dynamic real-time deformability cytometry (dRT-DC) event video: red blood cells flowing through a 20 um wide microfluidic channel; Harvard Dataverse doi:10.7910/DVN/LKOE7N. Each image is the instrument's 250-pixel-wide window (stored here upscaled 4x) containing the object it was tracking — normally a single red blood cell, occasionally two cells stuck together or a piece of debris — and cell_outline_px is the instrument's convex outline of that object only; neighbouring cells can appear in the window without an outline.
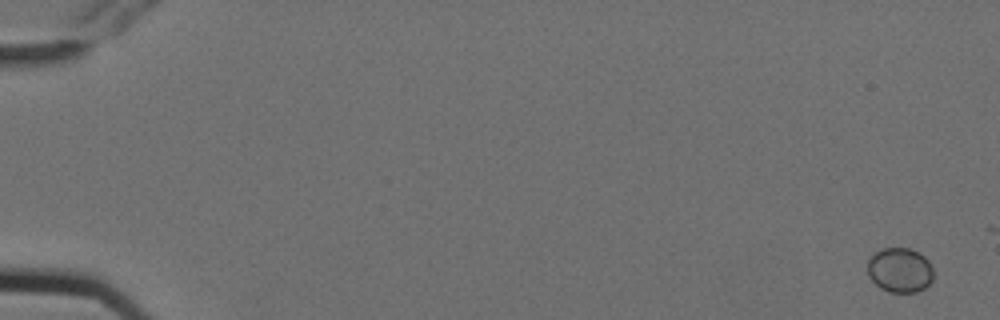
{"species": "Egyptian fruit bat (a non-hibernating species)", "species_latin": "Rousettus aegyptiacus", "temperature_condition": "cold", "stored_images_in_passage": 5, "camera_frame_rate_fps": 3000, "um_per_image_px": 0.085, "animal": {"sex": "female"}, "frame": {"image": 1, "passage_image": 1, "time_ms": 0.0, "image_size_px": [1000, 320], "cell_outline_px": [[932, 280], [924, 288], [916, 292], [888, 292], [880, 288], [868, 276], [868, 260], [880, 248], [908, 248], [924, 256], [928, 260], [932, 268]], "centroid_in_image_um": [76.47, 22.96], "position_along_channel_um": 8.5, "area_um2": 17.05}}
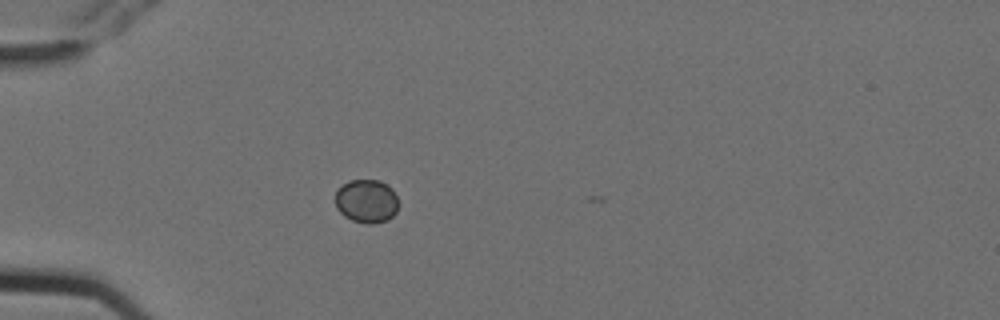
{"frame": {"image": 2, "passage_image": 5, "time_ms": 1.333, "image_size_px": [1000, 320], "cell_outline_px": [[400, 204], [396, 212], [388, 220], [372, 224], [364, 224], [352, 220], [344, 216], [336, 208], [336, 192], [348, 180], [380, 180], [388, 184], [392, 188]], "centroid_in_image_um": [31.19, 17.1], "position_along_channel_um": 53.8, "area_um2": 16.24}}